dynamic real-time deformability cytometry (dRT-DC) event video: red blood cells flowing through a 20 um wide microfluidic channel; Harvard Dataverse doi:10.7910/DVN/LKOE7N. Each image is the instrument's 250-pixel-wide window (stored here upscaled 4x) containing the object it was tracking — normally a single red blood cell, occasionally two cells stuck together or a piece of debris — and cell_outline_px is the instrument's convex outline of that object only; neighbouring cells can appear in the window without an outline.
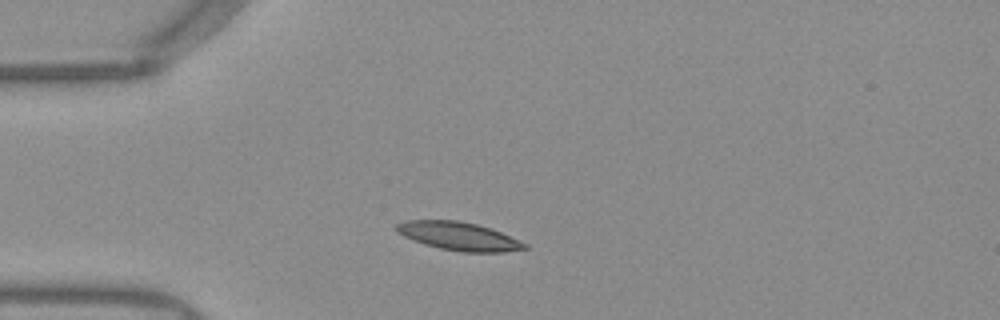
{"species": "Egyptian fruit bat (a non-hibernating species)", "species_latin": "Rousettus aegyptiacus", "temperature_condition": "warm", "stored_images_in_passage": 33, "camera_frame_rate_fps": 3000, "um_per_image_px": 0.085, "frame": {"image": 1, "passage_image": 1, "time_ms": 0.0, "image_size_px": [1000, 320], "cell_outline_px": [[528, 248], [504, 252], [460, 252], [440, 248], [424, 244], [412, 240], [396, 232], [396, 224], [404, 220], [460, 220], [492, 228], [528, 244]], "centroid_in_image_um": [38.99, 20.07], "position_along_channel_um": 46.0, "area_um2": 21.27}}
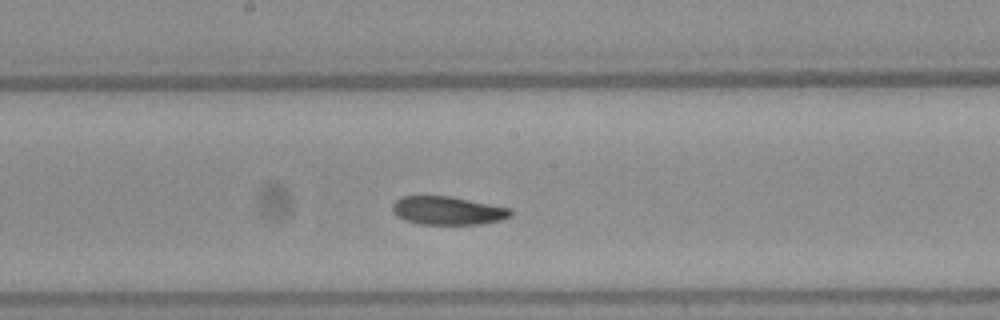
{"frame": {"image": 2, "passage_image": 15, "time_ms": 4.667, "image_size_px": [1000, 320], "cell_outline_px": [[512, 216], [500, 220], [480, 224], [420, 224], [404, 220], [396, 216], [392, 212], [392, 204], [396, 200], [404, 196], [452, 196], [512, 208]], "centroid_in_image_um": [38.06, 17.9], "position_along_channel_um": 210.1, "area_um2": 19.71}}
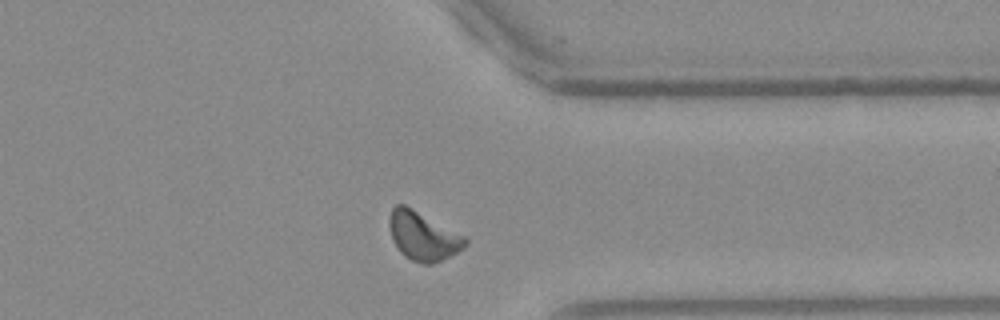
{"frame": {"image": 3, "passage_image": 28, "time_ms": 9.0, "image_size_px": [1000, 320], "cell_outline_px": [[468, 244], [456, 252], [432, 264], [424, 264], [412, 260], [404, 256], [400, 252], [392, 240], [388, 224], [388, 220], [392, 208], [396, 204], [404, 204], [464, 236], [468, 240]], "centroid_in_image_um": [35.91, 20.06], "position_along_channel_um": 375.5, "area_um2": 21.21}, "authors_computed_cell_mechanics": {"area_um2": 20.4034, "velocity_mm_per_s": 3.9088, "shape_relaxation_time_tau1_ms": 10.6269, "shape_relaxation_time_tau2_ms": 3.9012, "deformation_change_tau1": 0.2103, "deformation_change_tau2": 0.1079}}